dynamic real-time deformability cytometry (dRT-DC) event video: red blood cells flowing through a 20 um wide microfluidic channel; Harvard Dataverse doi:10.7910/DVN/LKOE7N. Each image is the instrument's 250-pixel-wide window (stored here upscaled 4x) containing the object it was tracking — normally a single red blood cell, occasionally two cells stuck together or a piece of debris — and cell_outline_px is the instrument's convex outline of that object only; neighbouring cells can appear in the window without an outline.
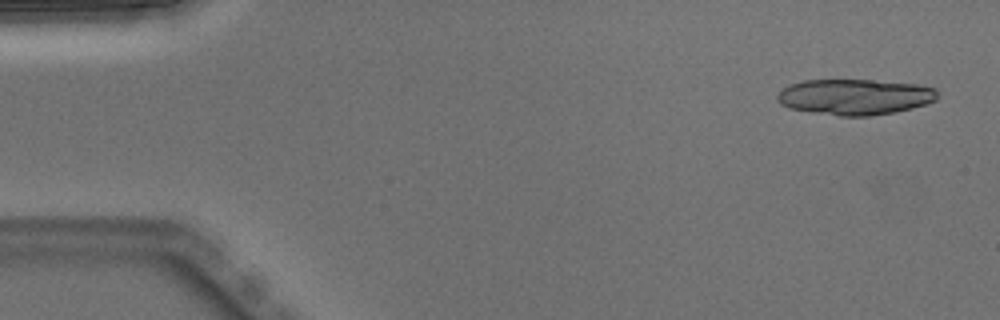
{"species": "Egyptian fruit bat (a non-hibernating species)", "species_latin": "Rousettus aegyptiacus", "temperature_condition": "warm", "stored_images_in_passage": 4, "camera_frame_rate_fps": 3000, "um_per_image_px": 0.085, "animal": {"sex": "male"}, "frame": {"image": 1, "passage_image": 1, "time_ms": 0.0, "image_size_px": [1000, 320], "cell_outline_px": [[936, 100], [912, 108], [896, 112], [868, 116], [840, 116], [812, 112], [788, 108], [780, 104], [776, 100], [776, 96], [788, 84], [804, 80], [872, 80], [916, 84], [936, 88]], "centroid_in_image_um": [72.62, 8.23], "position_along_channel_um": 12.4, "area_um2": 33.41}}